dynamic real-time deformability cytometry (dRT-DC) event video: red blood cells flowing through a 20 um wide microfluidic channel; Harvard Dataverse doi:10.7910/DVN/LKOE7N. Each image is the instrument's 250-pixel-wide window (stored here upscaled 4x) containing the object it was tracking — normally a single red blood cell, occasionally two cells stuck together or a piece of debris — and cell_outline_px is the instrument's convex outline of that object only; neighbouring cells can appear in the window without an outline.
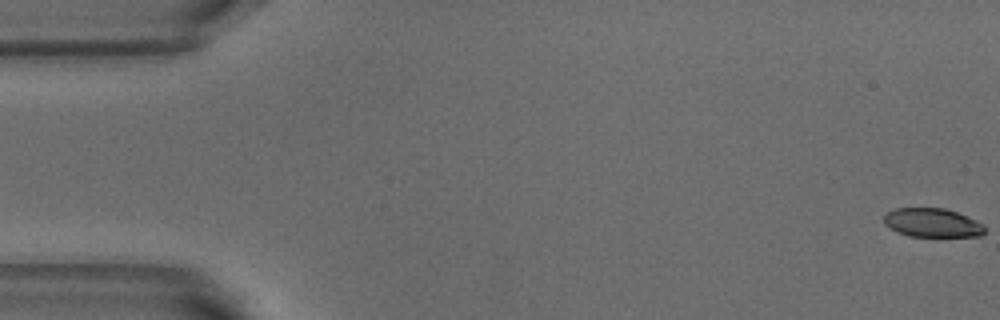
{"species": "common noctule bat (a hibernating species)", "species_latin": "Nyctalus noctula", "temperature_condition": "warm", "stored_images_in_passage": 53, "camera_frame_rate_fps": 3000, "um_per_image_px": 0.085, "animal": {"sex": "male", "body_mass_g": 18.8}, "frame": {"image": 1, "passage_image": 1, "time_ms": 0.0, "image_size_px": [1000, 320], "cell_outline_px": [[984, 232], [980, 236], [908, 236], [896, 232], [884, 224], [884, 216], [888, 212], [896, 208], [944, 208], [956, 212], [984, 224]], "centroid_in_image_um": [79.22, 18.94], "position_along_channel_um": 5.8, "area_um2": 16.82}}
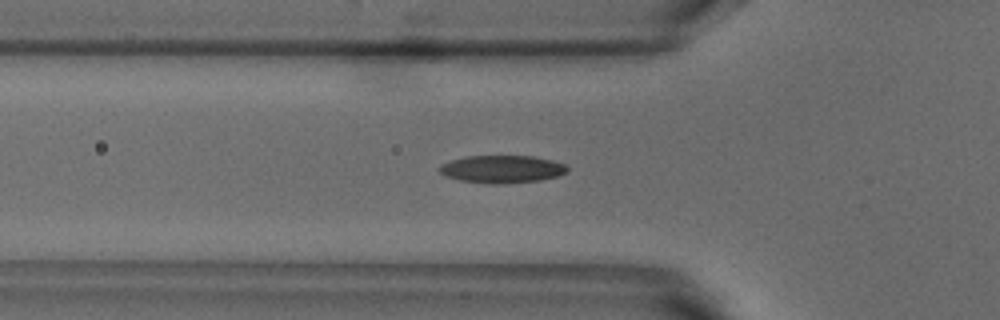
{"frame": {"image": 2, "passage_image": 18, "time_ms": 5.667, "image_size_px": [1000, 320], "cell_outline_px": [[568, 172], [556, 176], [540, 180], [496, 184], [492, 184], [460, 180], [444, 176], [436, 168], [440, 164], [464, 156], [532, 156], [552, 160], [568, 164]], "centroid_in_image_um": [42.65, 14.37], "position_along_channel_um": 83.1, "area_um2": 20.69}}
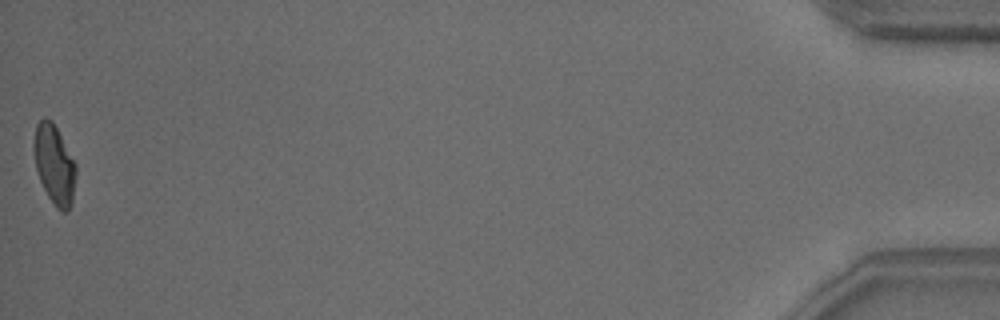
{"frame": {"image": 3, "passage_image": 53, "time_ms": 17.333, "image_size_px": [1000, 320], "cell_outline_px": [[76, 176], [72, 204], [68, 212], [64, 212], [56, 208], [48, 196], [40, 180], [36, 168], [32, 144], [36, 124], [44, 116], [52, 120], [76, 164]], "centroid_in_image_um": [4.61, 13.98], "position_along_channel_um": 430.6, "area_um2": 19.59}, "authors_computed_cell_mechanics": {"area_um2": 19.7098, "velocity_mm_per_s": 3.8297, "shape_relaxation_time_tau1_ms": 5.0798, "shape_relaxation_time_tau2_ms": 2.2253, "deformation_change_tau1": 0.1833, "deformation_change_tau2": 0.0791}}